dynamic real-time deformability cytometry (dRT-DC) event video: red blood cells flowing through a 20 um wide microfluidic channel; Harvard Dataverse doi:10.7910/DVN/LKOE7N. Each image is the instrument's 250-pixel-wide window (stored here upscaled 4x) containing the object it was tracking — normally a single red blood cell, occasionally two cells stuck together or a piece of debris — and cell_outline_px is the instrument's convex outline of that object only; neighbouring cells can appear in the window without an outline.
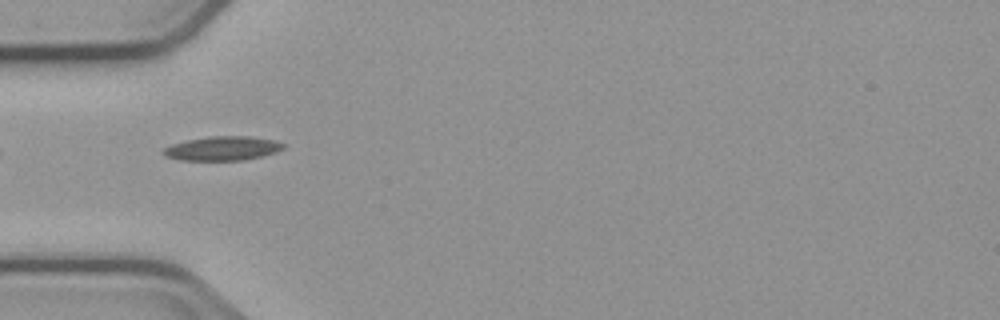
{"species": "common noctule bat (a hibernating species)", "species_latin": "Nyctalus noctula", "temperature_condition": "cold", "stored_images_in_passage": 4, "camera_frame_rate_fps": 3000, "um_per_image_px": 0.085, "animal": {"sex": "male", "body_mass_g": 23.1, "forearm_length_mm": 52.7}, "frame": {"image": 1, "passage_image": 3, "time_ms": 2.333, "image_size_px": [1000, 320], "cell_outline_px": [[284, 148], [276, 152], [264, 156], [244, 160], [180, 160], [164, 156], [160, 152], [164, 148], [172, 144], [188, 140], [208, 136], [248, 136], [272, 140], [284, 144]], "centroid_in_image_um": [18.88, 12.62], "position_along_channel_um": 66.1, "area_um2": 16.88}}
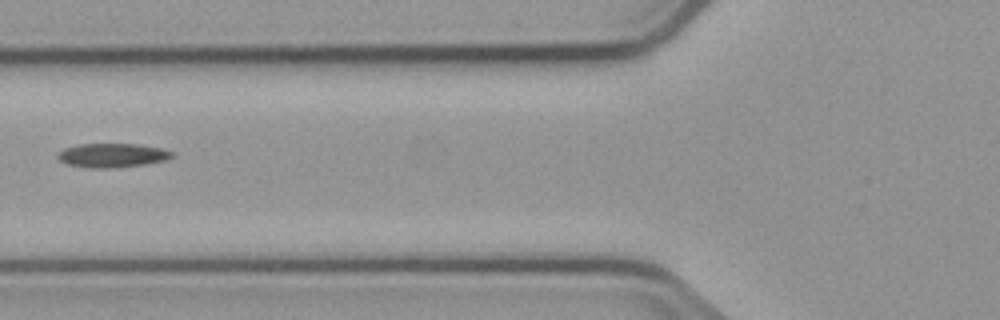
{"frame": {"image": 2, "passage_image": 4, "time_ms": 3.667, "image_size_px": [1000, 320], "cell_outline_px": [[172, 156], [164, 160], [144, 164], [112, 168], [92, 168], [68, 164], [60, 160], [56, 156], [64, 148], [80, 144], [140, 144], [160, 148], [172, 152]], "centroid_in_image_um": [9.52, 13.2], "position_along_channel_um": 116.3, "area_um2": 15.72}}